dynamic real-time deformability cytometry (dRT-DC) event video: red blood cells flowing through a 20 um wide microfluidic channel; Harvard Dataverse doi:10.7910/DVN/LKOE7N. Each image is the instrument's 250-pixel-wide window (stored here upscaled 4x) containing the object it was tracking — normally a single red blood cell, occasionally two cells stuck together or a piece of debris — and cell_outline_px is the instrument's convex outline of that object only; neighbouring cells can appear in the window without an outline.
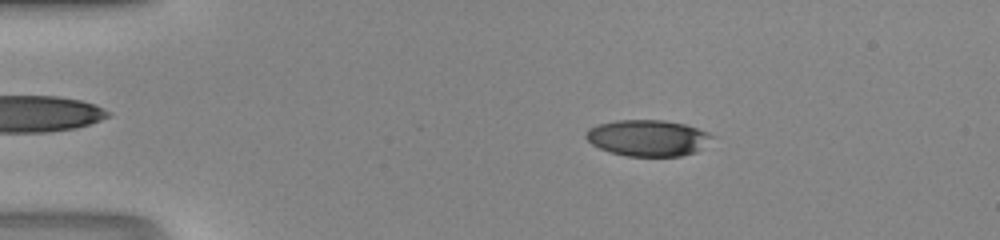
{"species": "human", "species_latin": "Homo sapiens", "temperature_condition": "room temperature", "stored_images_in_passage": 47, "camera_frame_rate_fps": 3000, "um_per_image_px": 0.085, "donor": {"sex": "male"}, "frame": {"image": 1, "passage_image": 9, "time_ms": 2.667, "image_size_px": [1000, 240], "cell_outline_px": [[712, 136], [696, 152], [680, 156], [628, 156], [612, 152], [600, 148], [592, 144], [584, 136], [584, 132], [588, 128], [600, 124], [616, 120], [664, 120], [684, 124], [708, 132]], "centroid_in_image_um": [55.01, 11.72], "position_along_channel_um": 30.0, "area_um2": 26.3}}
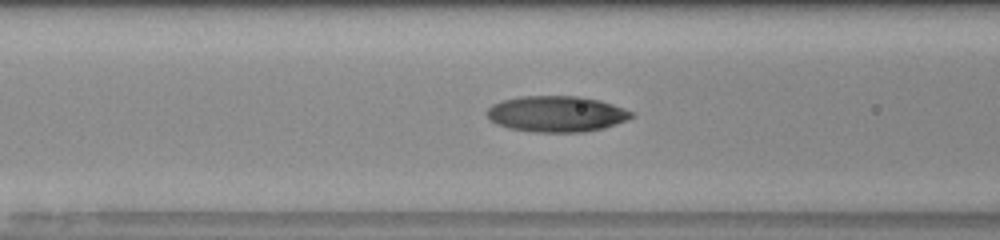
{"frame": {"image": 2, "passage_image": 20, "time_ms": 6.333, "image_size_px": [1000, 240], "cell_outline_px": [[636, 116], [628, 120], [604, 128], [584, 132], [532, 132], [508, 128], [496, 124], [484, 112], [492, 104], [500, 100], [520, 96], [580, 96], [600, 100], [636, 112]], "centroid_in_image_um": [47.32, 9.68], "position_along_channel_um": 119.3, "area_um2": 30.75}}
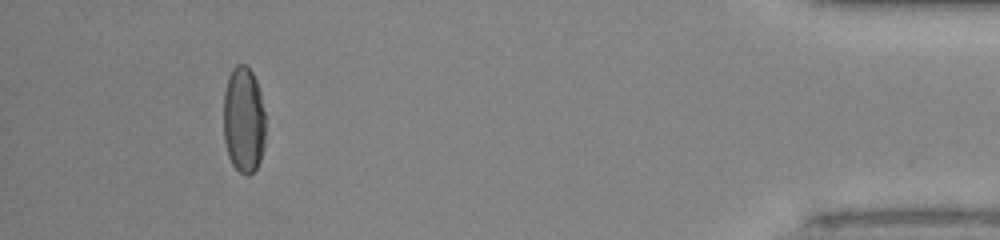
{"frame": {"image": 3, "passage_image": 44, "time_ms": 14.333, "image_size_px": [1000, 240], "cell_outline_px": [[264, 148], [260, 160], [256, 168], [248, 176], [244, 176], [232, 164], [228, 156], [224, 140], [224, 92], [228, 76], [232, 68], [236, 64], [244, 64], [252, 72], [256, 80], [260, 92], [264, 112]], "centroid_in_image_um": [20.7, 10.2], "position_along_channel_um": 414.5, "area_um2": 26.18}}